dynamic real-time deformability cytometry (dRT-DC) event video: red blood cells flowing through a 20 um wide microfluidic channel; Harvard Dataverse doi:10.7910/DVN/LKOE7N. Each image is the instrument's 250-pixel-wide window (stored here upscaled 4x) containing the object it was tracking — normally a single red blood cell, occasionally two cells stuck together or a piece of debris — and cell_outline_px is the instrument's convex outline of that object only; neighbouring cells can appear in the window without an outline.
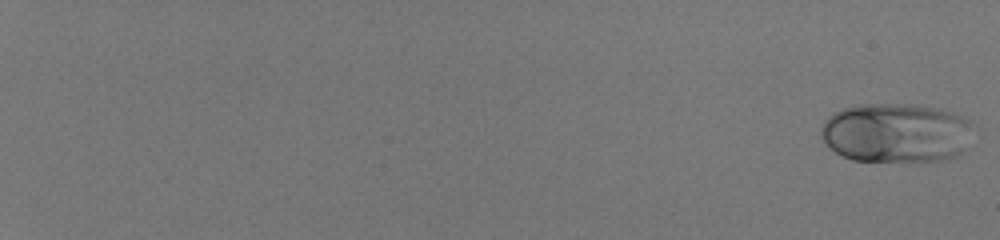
{"species": "human", "species_latin": "Homo sapiens", "temperature_condition": "room temperature", "stored_images_in_passage": 55, "camera_frame_rate_fps": 3000, "um_per_image_px": 0.085, "donor": {"sex": "male"}, "frame": {"image": 1, "passage_image": 1, "time_ms": 0.0, "image_size_px": [1000, 240], "cell_outline_px": [[976, 124], [960, 152], [956, 156], [940, 160], [852, 160], [828, 148], [820, 136], [820, 128], [824, 120], [828, 116], [844, 108], [860, 104], [912, 104], [936, 108], [956, 112], [972, 120]], "centroid_in_image_um": [76.16, 11.26], "position_along_channel_um": 8.8, "area_um2": 52.83}}
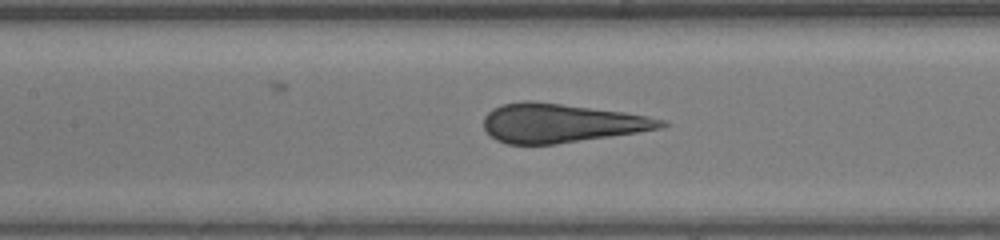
{"frame": {"image": 2, "passage_image": 32, "time_ms": 10.333, "image_size_px": [1000, 240], "cell_outline_px": [[668, 124], [660, 128], [636, 132], [556, 144], [508, 144], [496, 140], [484, 128], [484, 116], [492, 108], [500, 104], [520, 100], [532, 100], [624, 112], [648, 116], [664, 120]], "centroid_in_image_um": [47.63, 10.45], "position_along_channel_um": 159.8, "area_um2": 40.06}}
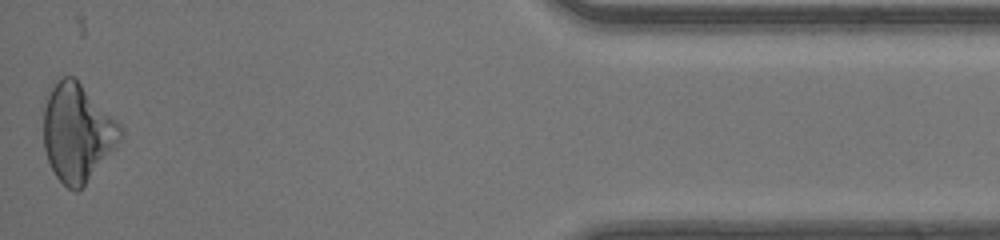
{"frame": {"image": 3, "passage_image": 55, "time_ms": 18.0, "image_size_px": [1000, 240], "cell_outline_px": [[124, 136], [84, 184], [76, 192], [68, 188], [56, 176], [48, 160], [44, 148], [44, 96], [64, 76], [76, 76], [120, 124], [124, 132]], "centroid_in_image_um": [6.57, 11.22], "position_along_channel_um": 428.6, "area_um2": 43.52}, "authors_computed_cell_mechanics": {"area_um2": 43.2344, "velocity_mm_per_s": 4.1839, "shape_relaxation_time_tau1_ms": 8.9656, "shape_relaxation_time_tau2_ms": null, "deformation_change_tau1": 0.2217, "deformation_change_tau2": null}}